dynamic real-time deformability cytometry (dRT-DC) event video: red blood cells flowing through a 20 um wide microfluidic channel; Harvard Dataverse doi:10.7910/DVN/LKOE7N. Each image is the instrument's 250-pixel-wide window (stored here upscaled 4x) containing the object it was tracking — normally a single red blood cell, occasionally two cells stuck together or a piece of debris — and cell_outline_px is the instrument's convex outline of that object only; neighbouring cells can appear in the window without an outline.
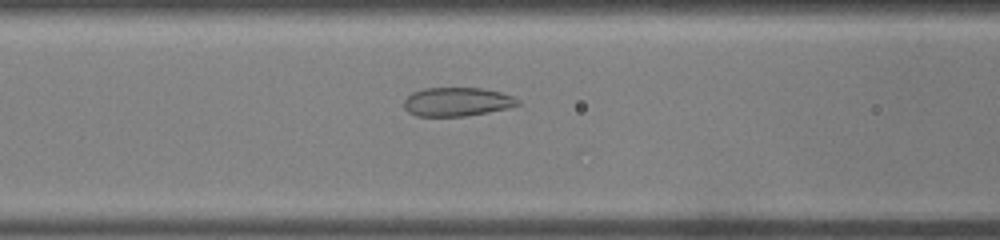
{"species": "common noctule bat (a hibernating species)", "species_latin": "Nyctalus noctula", "temperature_condition": "warm", "stored_images_in_passage": 15, "camera_frame_rate_fps": 3000, "um_per_image_px": 0.085, "animal": {"sex": "male", "body_mass_g": 19.0, "forearm_length_mm": 50.8}, "frame": {"image": 1, "passage_image": 11, "time_ms": 3.333, "image_size_px": [1000, 240], "cell_outline_px": [[520, 104], [508, 108], [488, 112], [464, 116], [416, 116], [408, 112], [404, 108], [404, 100], [412, 92], [424, 88], [484, 88], [500, 92], [512, 96], [520, 100]], "centroid_in_image_um": [38.84, 8.65], "position_along_channel_um": 127.8, "area_um2": 19.13}}
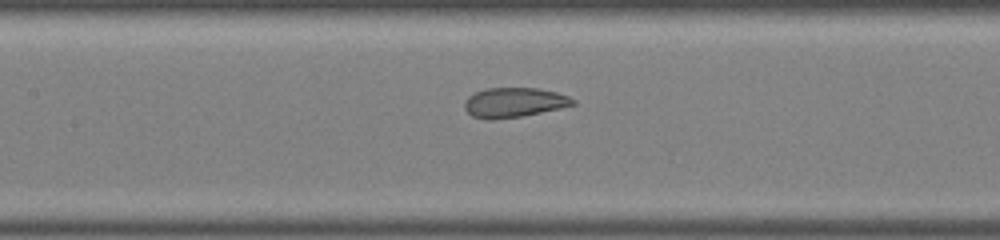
{"frame": {"image": 2, "passage_image": 13, "time_ms": 4.0, "image_size_px": [1000, 240], "cell_outline_px": [[576, 104], [560, 108], [520, 116], [492, 120], [472, 116], [464, 108], [464, 104], [468, 96], [484, 88], [536, 88], [556, 92], [568, 96], [576, 100]], "centroid_in_image_um": [43.69, 8.7], "position_along_channel_um": 163.7, "area_um2": 18.61}}